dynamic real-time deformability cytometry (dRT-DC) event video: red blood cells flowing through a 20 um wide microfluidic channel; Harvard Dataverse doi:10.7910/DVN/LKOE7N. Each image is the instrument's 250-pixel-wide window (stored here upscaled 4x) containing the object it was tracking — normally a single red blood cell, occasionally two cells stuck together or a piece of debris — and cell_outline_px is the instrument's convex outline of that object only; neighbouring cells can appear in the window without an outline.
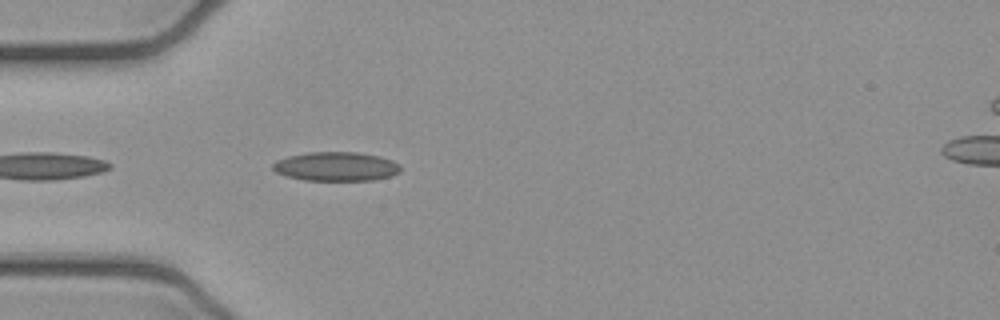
{"species": "common noctule bat (a hibernating species)", "species_latin": "Nyctalus noctula", "temperature_condition": "cold", "stored_images_in_passage": 5, "camera_frame_rate_fps": 3000, "um_per_image_px": 0.085, "animal": {"sex": "female", "body_mass_g": 21.9}, "frame": {"image": 1, "passage_image": 5, "time_ms": 1.333, "image_size_px": [1000, 320], "cell_outline_px": [[400, 172], [392, 176], [372, 180], [304, 180], [288, 176], [276, 172], [272, 168], [272, 164], [276, 160], [288, 156], [308, 152], [356, 152], [380, 156], [392, 160], [400, 164]], "centroid_in_image_um": [28.58, 14.14], "position_along_channel_um": 56.4, "area_um2": 21.68}}